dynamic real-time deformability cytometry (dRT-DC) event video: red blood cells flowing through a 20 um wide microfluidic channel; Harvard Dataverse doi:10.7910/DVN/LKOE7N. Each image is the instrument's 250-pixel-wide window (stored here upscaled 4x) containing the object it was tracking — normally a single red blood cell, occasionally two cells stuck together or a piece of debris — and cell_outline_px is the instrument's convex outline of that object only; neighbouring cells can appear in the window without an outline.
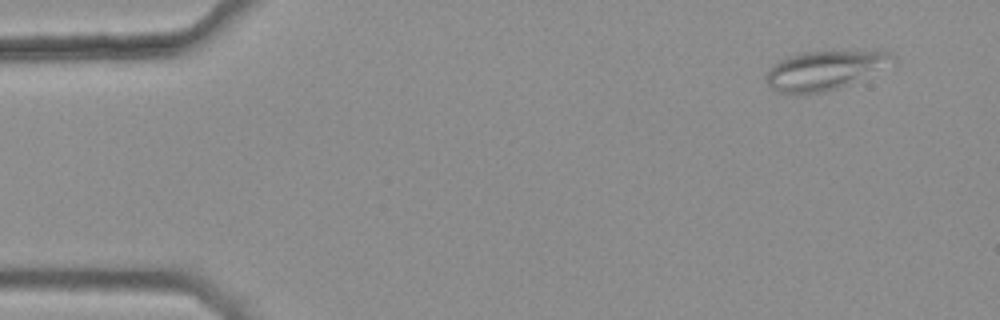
{"species": "common noctule bat (a hibernating species)", "species_latin": "Nyctalus noctula", "temperature_condition": "warm", "stored_images_in_passage": 4, "camera_frame_rate_fps": 3000, "um_per_image_px": 0.085, "animal": {"sex": "female", "body_mass_g": 25.1}, "frame": {"image": 1, "passage_image": 1, "time_ms": 0.0, "image_size_px": [1000, 320], "cell_outline_px": [[896, 60], [840, 88], [828, 92], [776, 92], [764, 80], [768, 68], [780, 60], [804, 52], [884, 48], [892, 52], [896, 56]], "centroid_in_image_um": [70.15, 5.91], "position_along_channel_um": 14.8, "area_um2": 29.02}}